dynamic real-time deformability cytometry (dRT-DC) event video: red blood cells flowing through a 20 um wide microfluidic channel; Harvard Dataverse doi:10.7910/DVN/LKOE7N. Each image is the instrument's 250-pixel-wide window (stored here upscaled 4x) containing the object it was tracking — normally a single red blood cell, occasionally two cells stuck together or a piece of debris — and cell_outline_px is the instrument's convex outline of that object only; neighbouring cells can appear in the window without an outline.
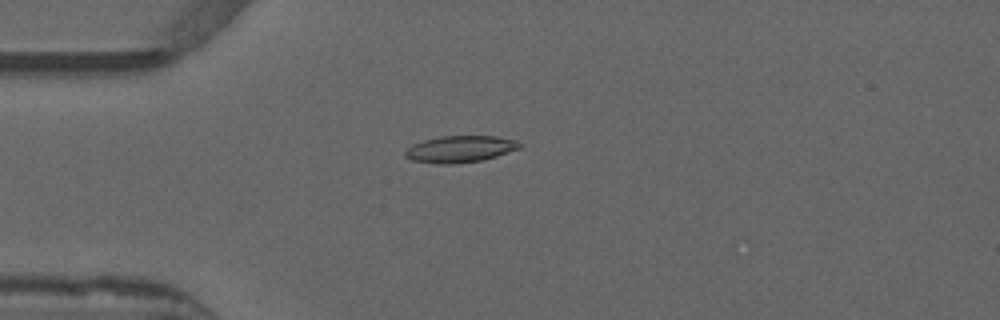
{"species": "common noctule bat (a hibernating species)", "species_latin": "Nyctalus noctula", "temperature_condition": "warm", "stored_images_in_passage": 53, "camera_frame_rate_fps": 3000, "um_per_image_px": 0.085, "animal": {"sex": "male", "forearm_length_mm": 52.5}, "frame": {"image": 1, "passage_image": 14, "time_ms": 4.333, "image_size_px": [1000, 320], "cell_outline_px": [[524, 144], [520, 148], [484, 160], [452, 164], [436, 164], [412, 160], [404, 156], [404, 152], [412, 144], [424, 140], [440, 136], [496, 136], [516, 140]], "centroid_in_image_um": [39.11, 12.67], "position_along_channel_um": 45.9, "area_um2": 17.92}}
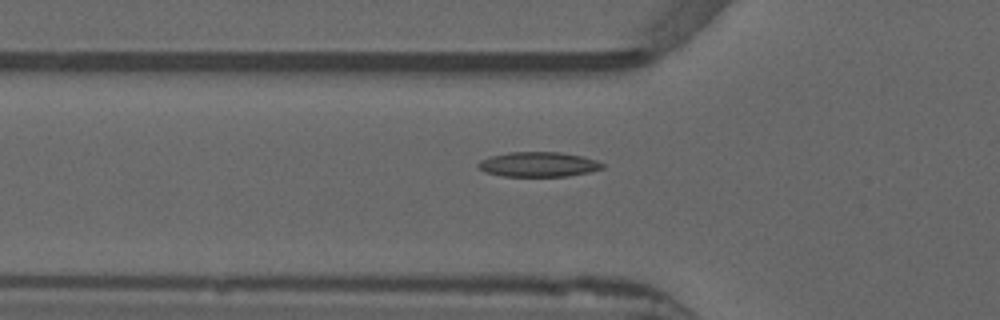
{"frame": {"image": 2, "passage_image": 18, "time_ms": 5.667, "image_size_px": [1000, 320], "cell_outline_px": [[604, 168], [588, 172], [568, 176], [504, 176], [484, 172], [476, 164], [480, 160], [492, 156], [508, 152], [560, 152], [580, 156], [596, 160], [604, 164]], "centroid_in_image_um": [45.75, 13.97], "position_along_channel_um": 80.0, "area_um2": 17.86}}
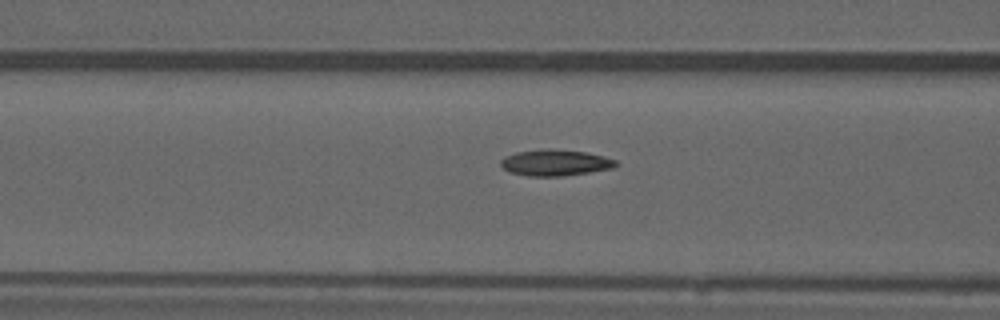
{"frame": {"image": 3, "passage_image": 21, "time_ms": 6.667, "image_size_px": [1000, 320], "cell_outline_px": [[620, 164], [612, 168], [588, 172], [560, 176], [528, 176], [508, 172], [500, 164], [500, 160], [504, 156], [516, 152], [540, 148], [548, 148], [588, 152], [604, 156], [616, 160]], "centroid_in_image_um": [47.17, 13.81], "position_along_channel_um": 119.4, "area_um2": 17.8}, "authors_computed_cell_mechanics": {"area_um2": 17.1666, "velocity_mm_per_s": 3.8707, "shape_relaxation_time_tau1_ms": null, "shape_relaxation_time_tau2_ms": 2.0841, "deformation_change_tau1": null, "deformation_change_tau2": 0.0729}}